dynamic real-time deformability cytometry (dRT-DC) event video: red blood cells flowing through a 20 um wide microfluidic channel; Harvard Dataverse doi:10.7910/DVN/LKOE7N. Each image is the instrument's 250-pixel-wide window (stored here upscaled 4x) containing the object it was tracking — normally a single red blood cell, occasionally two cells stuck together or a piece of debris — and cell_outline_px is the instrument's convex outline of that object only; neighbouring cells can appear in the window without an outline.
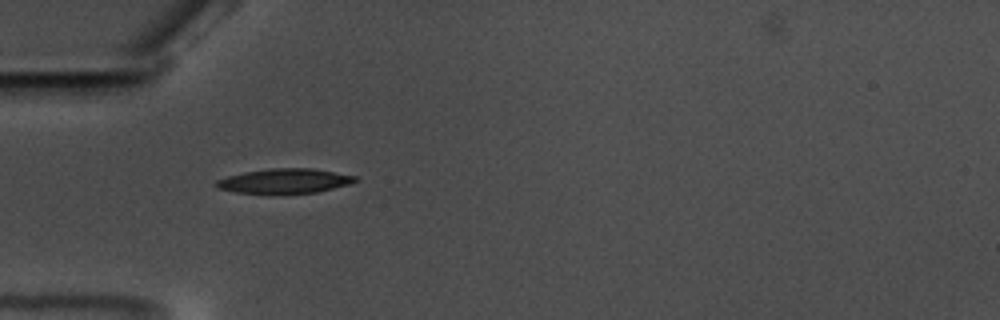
{"species": "common noctule bat (a hibernating species)", "species_latin": "Nyctalus noctula", "temperature_condition": "warm", "stored_images_in_passage": 44, "camera_frame_rate_fps": 3000, "um_per_image_px": 0.085, "animal": {"sex": "male", "body_mass_g": 17.5, "forearm_length_mm": 52.3}, "frame": {"image": 1, "passage_image": 4, "time_ms": 1.0, "image_size_px": [1000, 320], "cell_outline_px": [[360, 180], [348, 184], [316, 192], [272, 196], [236, 192], [216, 188], [212, 184], [216, 180], [228, 176], [244, 172], [272, 168], [312, 168], [356, 176]], "centroid_in_image_um": [24.12, 15.42], "position_along_channel_um": 60.9, "area_um2": 20.63}}
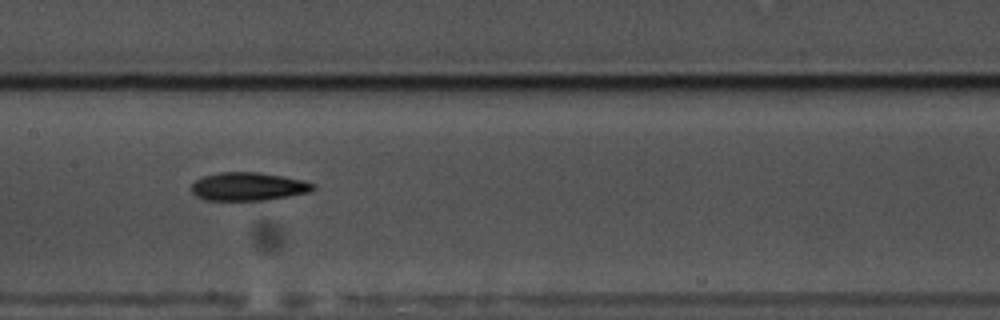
{"frame": {"image": 2, "passage_image": 15, "time_ms": 4.667, "image_size_px": [1000, 320], "cell_outline_px": [[316, 188], [312, 192], [268, 200], [204, 200], [196, 196], [192, 192], [192, 184], [196, 180], [204, 176], [220, 172], [260, 172], [284, 176], [304, 180], [316, 184]], "centroid_in_image_um": [21.17, 15.85], "position_along_channel_um": 186.2, "area_um2": 20.29}}
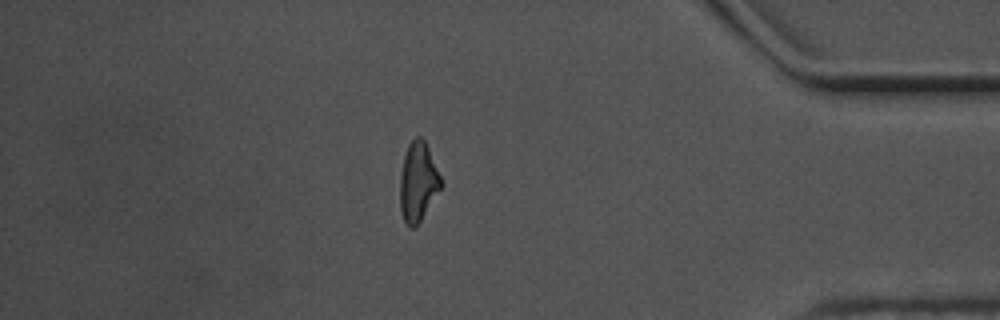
{"frame": {"image": 3, "passage_image": 36, "time_ms": 11.667, "image_size_px": [1000, 320], "cell_outline_px": [[444, 184], [416, 228], [412, 228], [404, 220], [400, 208], [400, 176], [404, 156], [408, 144], [416, 136], [420, 136], [424, 140], [428, 148]], "centroid_in_image_um": [35.54, 15.47], "position_along_channel_um": 399.7, "area_um2": 18.9}, "authors_computed_cell_mechanics": {"area_um2": 19.2763, "velocity_mm_per_s": 3.5232, "shape_relaxation_time_tau1_ms": 4.5002, "shape_relaxation_time_tau2_ms": null, "deformation_change_tau1": 0.1557, "deformation_change_tau2": null}}